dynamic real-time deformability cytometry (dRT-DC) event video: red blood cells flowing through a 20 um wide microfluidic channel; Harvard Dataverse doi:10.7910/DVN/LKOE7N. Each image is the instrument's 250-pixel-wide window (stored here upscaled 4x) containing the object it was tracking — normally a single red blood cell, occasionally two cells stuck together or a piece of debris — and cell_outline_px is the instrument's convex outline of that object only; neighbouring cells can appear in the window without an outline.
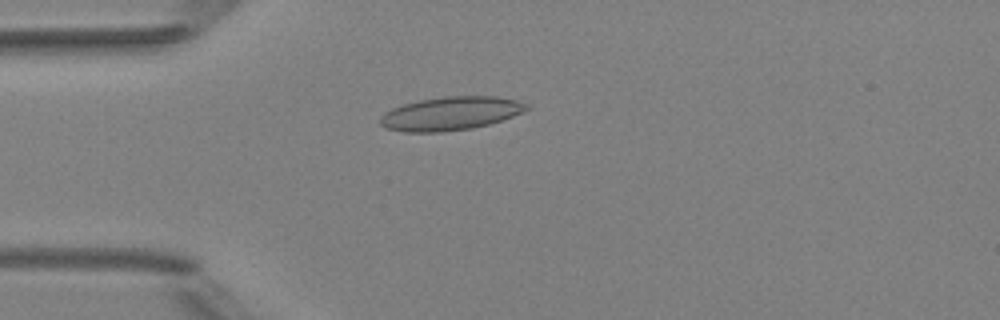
{"species": "Egyptian fruit bat (a non-hibernating species)", "species_latin": "Rousettus aegyptiacus", "temperature_condition": "room temperature", "stored_images_in_passage": 5, "camera_frame_rate_fps": 3000, "um_per_image_px": 0.085, "animal": {"sex": "female"}, "frame": {"image": 1, "passage_image": 4, "time_ms": 3.667, "image_size_px": [1000, 320], "cell_outline_px": [[532, 108], [512, 116], [488, 124], [472, 128], [440, 132], [404, 132], [388, 128], [380, 124], [380, 116], [384, 112], [392, 108], [404, 104], [420, 100], [444, 96], [496, 96], [516, 100]], "centroid_in_image_um": [38.28, 9.64], "position_along_channel_um": 46.7, "area_um2": 28.38}}